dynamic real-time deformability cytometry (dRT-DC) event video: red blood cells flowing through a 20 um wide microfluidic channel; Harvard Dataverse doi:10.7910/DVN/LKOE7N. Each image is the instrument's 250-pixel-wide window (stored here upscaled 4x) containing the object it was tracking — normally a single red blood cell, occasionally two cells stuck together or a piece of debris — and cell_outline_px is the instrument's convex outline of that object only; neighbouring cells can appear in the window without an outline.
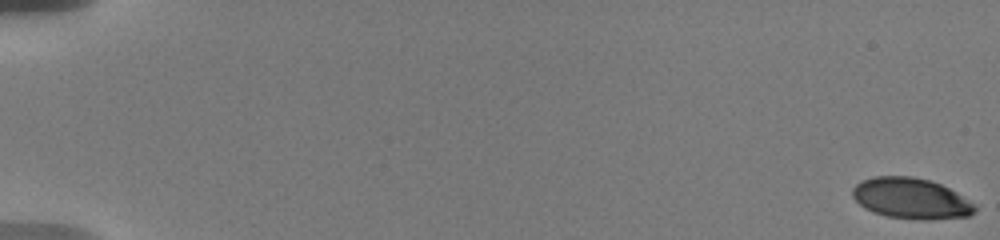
{"species": "human", "species_latin": "Homo sapiens", "temperature_condition": "warm", "stored_images_in_passage": 29, "camera_frame_rate_fps": 3000, "um_per_image_px": 0.085, "donor": {"sex": "male"}, "frame": {"image": 1, "passage_image": 1, "time_ms": 0.0, "image_size_px": [1000, 240], "cell_outline_px": [[976, 212], [968, 216], [928, 220], [916, 220], [888, 216], [872, 212], [864, 208], [852, 196], [852, 188], [860, 180], [872, 176], [912, 176], [928, 180], [940, 184], [956, 192], [976, 204]], "centroid_in_image_um": [77.43, 16.87], "position_along_channel_um": 7.6, "area_um2": 29.3}}
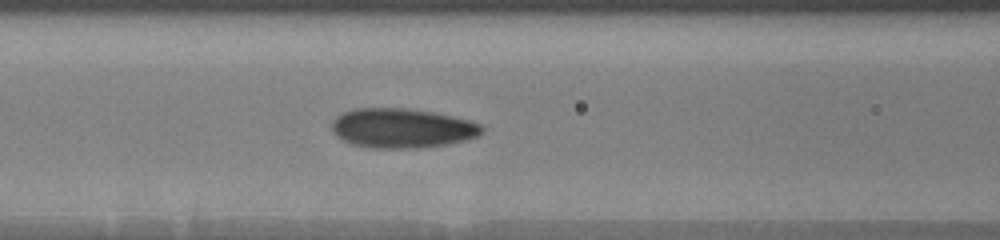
{"frame": {"image": 2, "passage_image": 25, "time_ms": 8.667, "image_size_px": [1000, 240], "cell_outline_px": [[484, 132], [468, 140], [448, 144], [420, 148], [372, 148], [352, 144], [336, 136], [332, 132], [332, 120], [336, 116], [344, 112], [356, 108], [404, 108], [432, 112], [452, 116], [468, 120], [480, 124], [484, 128]], "centroid_in_image_um": [34.17, 10.9], "position_along_channel_um": 132.4, "area_um2": 34.68}}
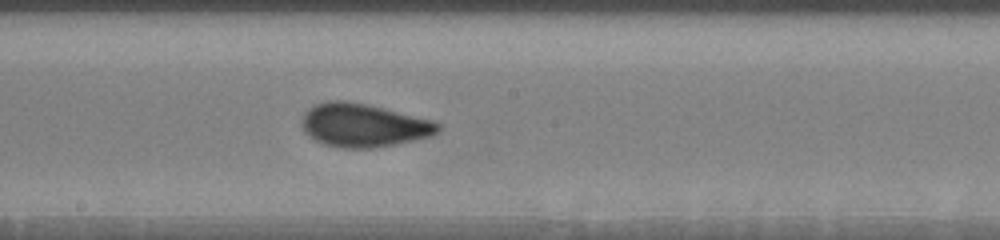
{"frame": {"image": 3, "passage_image": 29, "time_ms": 11.0, "image_size_px": [1000, 240], "cell_outline_px": [[440, 132], [432, 136], [396, 144], [372, 148], [344, 148], [324, 144], [316, 140], [304, 132], [300, 124], [300, 120], [304, 112], [308, 108], [316, 104], [328, 100], [344, 100], [368, 104], [432, 120], [440, 124]], "centroid_in_image_um": [30.88, 10.64], "position_along_channel_um": 217.3, "area_um2": 34.62}}